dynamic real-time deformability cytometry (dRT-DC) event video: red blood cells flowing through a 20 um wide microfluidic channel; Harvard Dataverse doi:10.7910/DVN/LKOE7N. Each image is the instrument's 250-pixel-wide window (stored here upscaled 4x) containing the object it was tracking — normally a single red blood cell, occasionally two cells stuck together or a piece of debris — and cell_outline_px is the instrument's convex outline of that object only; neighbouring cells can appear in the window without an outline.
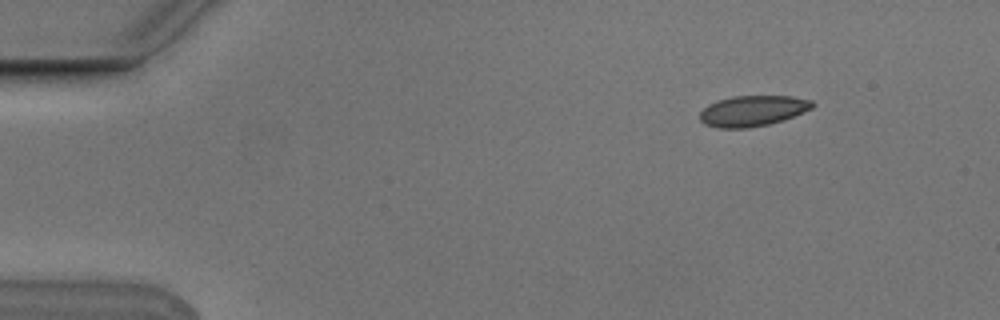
{"species": "Egyptian fruit bat (a non-hibernating species)", "species_latin": "Rousettus aegyptiacus", "temperature_condition": "cold", "stored_images_in_passage": 5, "camera_frame_rate_fps": 3000, "um_per_image_px": 0.085, "animal": {"sex": "male"}, "frame": {"image": 1, "passage_image": 5, "time_ms": 1.333, "image_size_px": [1000, 320], "cell_outline_px": [[816, 104], [812, 108], [804, 112], [784, 120], [768, 124], [748, 128], [716, 128], [704, 124], [700, 120], [700, 112], [708, 104], [716, 100], [732, 96], [792, 96], [812, 100]], "centroid_in_image_um": [63.98, 9.42], "position_along_channel_um": 21.0, "area_um2": 20.35}}